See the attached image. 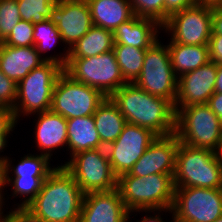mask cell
I'll return each instance as SVG.
<instances>
[{"label": "cell", "instance_id": "43", "mask_svg": "<svg viewBox=\"0 0 222 222\" xmlns=\"http://www.w3.org/2000/svg\"><path fill=\"white\" fill-rule=\"evenodd\" d=\"M196 4L217 7L222 6V0H196Z\"/></svg>", "mask_w": 222, "mask_h": 222}, {"label": "cell", "instance_id": "30", "mask_svg": "<svg viewBox=\"0 0 222 222\" xmlns=\"http://www.w3.org/2000/svg\"><path fill=\"white\" fill-rule=\"evenodd\" d=\"M17 3L21 19L37 24L50 17L58 0H17Z\"/></svg>", "mask_w": 222, "mask_h": 222}, {"label": "cell", "instance_id": "12", "mask_svg": "<svg viewBox=\"0 0 222 222\" xmlns=\"http://www.w3.org/2000/svg\"><path fill=\"white\" fill-rule=\"evenodd\" d=\"M213 7L195 4L169 16L162 25L163 33L173 43L208 45L212 34Z\"/></svg>", "mask_w": 222, "mask_h": 222}, {"label": "cell", "instance_id": "37", "mask_svg": "<svg viewBox=\"0 0 222 222\" xmlns=\"http://www.w3.org/2000/svg\"><path fill=\"white\" fill-rule=\"evenodd\" d=\"M196 4V0H165V22L175 12L182 11Z\"/></svg>", "mask_w": 222, "mask_h": 222}, {"label": "cell", "instance_id": "15", "mask_svg": "<svg viewBox=\"0 0 222 222\" xmlns=\"http://www.w3.org/2000/svg\"><path fill=\"white\" fill-rule=\"evenodd\" d=\"M217 64L209 61L196 70L178 78V92L174 104L175 113L183 107L206 104L214 94Z\"/></svg>", "mask_w": 222, "mask_h": 222}, {"label": "cell", "instance_id": "24", "mask_svg": "<svg viewBox=\"0 0 222 222\" xmlns=\"http://www.w3.org/2000/svg\"><path fill=\"white\" fill-rule=\"evenodd\" d=\"M93 118L99 138L105 148L118 138L127 123L110 97H106L99 105Z\"/></svg>", "mask_w": 222, "mask_h": 222}, {"label": "cell", "instance_id": "6", "mask_svg": "<svg viewBox=\"0 0 222 222\" xmlns=\"http://www.w3.org/2000/svg\"><path fill=\"white\" fill-rule=\"evenodd\" d=\"M175 134L183 144L218 152L222 122L207 103L186 106L176 112Z\"/></svg>", "mask_w": 222, "mask_h": 222}, {"label": "cell", "instance_id": "23", "mask_svg": "<svg viewBox=\"0 0 222 222\" xmlns=\"http://www.w3.org/2000/svg\"><path fill=\"white\" fill-rule=\"evenodd\" d=\"M167 46L170 52L171 66L177 78L210 61L208 45H185L173 43L168 39Z\"/></svg>", "mask_w": 222, "mask_h": 222}, {"label": "cell", "instance_id": "44", "mask_svg": "<svg viewBox=\"0 0 222 222\" xmlns=\"http://www.w3.org/2000/svg\"><path fill=\"white\" fill-rule=\"evenodd\" d=\"M4 211H6V209L0 206V222L7 221L9 211H6V214H4Z\"/></svg>", "mask_w": 222, "mask_h": 222}, {"label": "cell", "instance_id": "29", "mask_svg": "<svg viewBox=\"0 0 222 222\" xmlns=\"http://www.w3.org/2000/svg\"><path fill=\"white\" fill-rule=\"evenodd\" d=\"M113 51L124 80L134 83L141 73L146 49L127 45H114Z\"/></svg>", "mask_w": 222, "mask_h": 222}, {"label": "cell", "instance_id": "19", "mask_svg": "<svg viewBox=\"0 0 222 222\" xmlns=\"http://www.w3.org/2000/svg\"><path fill=\"white\" fill-rule=\"evenodd\" d=\"M161 31L162 25L156 20L134 15L130 20L115 29L113 32L114 45L147 49L159 38H162V35L159 36L162 33Z\"/></svg>", "mask_w": 222, "mask_h": 222}, {"label": "cell", "instance_id": "11", "mask_svg": "<svg viewBox=\"0 0 222 222\" xmlns=\"http://www.w3.org/2000/svg\"><path fill=\"white\" fill-rule=\"evenodd\" d=\"M174 222H213L222 216V188H175Z\"/></svg>", "mask_w": 222, "mask_h": 222}, {"label": "cell", "instance_id": "33", "mask_svg": "<svg viewBox=\"0 0 222 222\" xmlns=\"http://www.w3.org/2000/svg\"><path fill=\"white\" fill-rule=\"evenodd\" d=\"M19 124L16 121L13 109L0 106V166L7 160L8 156H3L1 153L6 150L9 145V139L13 137L15 127ZM10 135L12 137H10ZM8 143V144H7Z\"/></svg>", "mask_w": 222, "mask_h": 222}, {"label": "cell", "instance_id": "1", "mask_svg": "<svg viewBox=\"0 0 222 222\" xmlns=\"http://www.w3.org/2000/svg\"><path fill=\"white\" fill-rule=\"evenodd\" d=\"M84 194L75 179L58 164L24 210L42 222H79Z\"/></svg>", "mask_w": 222, "mask_h": 222}, {"label": "cell", "instance_id": "16", "mask_svg": "<svg viewBox=\"0 0 222 222\" xmlns=\"http://www.w3.org/2000/svg\"><path fill=\"white\" fill-rule=\"evenodd\" d=\"M179 143L175 133L157 136L130 171L122 175L143 177L152 174H174Z\"/></svg>", "mask_w": 222, "mask_h": 222}, {"label": "cell", "instance_id": "9", "mask_svg": "<svg viewBox=\"0 0 222 222\" xmlns=\"http://www.w3.org/2000/svg\"><path fill=\"white\" fill-rule=\"evenodd\" d=\"M158 39L146 49L142 70L134 84L144 91L175 104L178 78L173 72L167 44Z\"/></svg>", "mask_w": 222, "mask_h": 222}, {"label": "cell", "instance_id": "10", "mask_svg": "<svg viewBox=\"0 0 222 222\" xmlns=\"http://www.w3.org/2000/svg\"><path fill=\"white\" fill-rule=\"evenodd\" d=\"M105 98L98 89L75 81L63 71L56 80L50 110L66 119L90 116Z\"/></svg>", "mask_w": 222, "mask_h": 222}, {"label": "cell", "instance_id": "5", "mask_svg": "<svg viewBox=\"0 0 222 222\" xmlns=\"http://www.w3.org/2000/svg\"><path fill=\"white\" fill-rule=\"evenodd\" d=\"M63 71L64 68L59 64L45 61L17 83V97L13 108L17 122L20 123L25 116L50 110L53 89Z\"/></svg>", "mask_w": 222, "mask_h": 222}, {"label": "cell", "instance_id": "41", "mask_svg": "<svg viewBox=\"0 0 222 222\" xmlns=\"http://www.w3.org/2000/svg\"><path fill=\"white\" fill-rule=\"evenodd\" d=\"M207 104L222 122V93H214Z\"/></svg>", "mask_w": 222, "mask_h": 222}, {"label": "cell", "instance_id": "34", "mask_svg": "<svg viewBox=\"0 0 222 222\" xmlns=\"http://www.w3.org/2000/svg\"><path fill=\"white\" fill-rule=\"evenodd\" d=\"M33 33L34 24L21 19L2 43L16 47L34 46Z\"/></svg>", "mask_w": 222, "mask_h": 222}, {"label": "cell", "instance_id": "17", "mask_svg": "<svg viewBox=\"0 0 222 222\" xmlns=\"http://www.w3.org/2000/svg\"><path fill=\"white\" fill-rule=\"evenodd\" d=\"M126 209L117 189L84 194L79 222H129Z\"/></svg>", "mask_w": 222, "mask_h": 222}, {"label": "cell", "instance_id": "26", "mask_svg": "<svg viewBox=\"0 0 222 222\" xmlns=\"http://www.w3.org/2000/svg\"><path fill=\"white\" fill-rule=\"evenodd\" d=\"M47 177H0V206L5 209L6 200L21 197V200L10 206V210L25 209L29 203L38 195L43 182ZM11 186L12 193L8 195L4 191ZM6 187V188H5ZM5 194L11 196L5 199ZM16 203V204H15ZM11 207L13 209H11Z\"/></svg>", "mask_w": 222, "mask_h": 222}, {"label": "cell", "instance_id": "14", "mask_svg": "<svg viewBox=\"0 0 222 222\" xmlns=\"http://www.w3.org/2000/svg\"><path fill=\"white\" fill-rule=\"evenodd\" d=\"M48 20L56 25L68 50L93 26L86 0H58Z\"/></svg>", "mask_w": 222, "mask_h": 222}, {"label": "cell", "instance_id": "32", "mask_svg": "<svg viewBox=\"0 0 222 222\" xmlns=\"http://www.w3.org/2000/svg\"><path fill=\"white\" fill-rule=\"evenodd\" d=\"M17 0H0V40L3 41L20 22Z\"/></svg>", "mask_w": 222, "mask_h": 222}, {"label": "cell", "instance_id": "35", "mask_svg": "<svg viewBox=\"0 0 222 222\" xmlns=\"http://www.w3.org/2000/svg\"><path fill=\"white\" fill-rule=\"evenodd\" d=\"M17 97V83L0 70V106L14 108Z\"/></svg>", "mask_w": 222, "mask_h": 222}, {"label": "cell", "instance_id": "2", "mask_svg": "<svg viewBox=\"0 0 222 222\" xmlns=\"http://www.w3.org/2000/svg\"><path fill=\"white\" fill-rule=\"evenodd\" d=\"M127 123L149 129L157 136L175 133V109L167 99L126 83L110 96Z\"/></svg>", "mask_w": 222, "mask_h": 222}, {"label": "cell", "instance_id": "20", "mask_svg": "<svg viewBox=\"0 0 222 222\" xmlns=\"http://www.w3.org/2000/svg\"><path fill=\"white\" fill-rule=\"evenodd\" d=\"M44 62L35 46L16 47L1 44L0 70L15 83Z\"/></svg>", "mask_w": 222, "mask_h": 222}, {"label": "cell", "instance_id": "45", "mask_svg": "<svg viewBox=\"0 0 222 222\" xmlns=\"http://www.w3.org/2000/svg\"><path fill=\"white\" fill-rule=\"evenodd\" d=\"M217 153L222 157V139H221L219 151Z\"/></svg>", "mask_w": 222, "mask_h": 222}, {"label": "cell", "instance_id": "46", "mask_svg": "<svg viewBox=\"0 0 222 222\" xmlns=\"http://www.w3.org/2000/svg\"><path fill=\"white\" fill-rule=\"evenodd\" d=\"M213 222H222V216H220L219 218H217L215 221Z\"/></svg>", "mask_w": 222, "mask_h": 222}, {"label": "cell", "instance_id": "7", "mask_svg": "<svg viewBox=\"0 0 222 222\" xmlns=\"http://www.w3.org/2000/svg\"><path fill=\"white\" fill-rule=\"evenodd\" d=\"M61 166L75 179L84 193L111 191L117 188L114 174L105 148L78 152Z\"/></svg>", "mask_w": 222, "mask_h": 222}, {"label": "cell", "instance_id": "39", "mask_svg": "<svg viewBox=\"0 0 222 222\" xmlns=\"http://www.w3.org/2000/svg\"><path fill=\"white\" fill-rule=\"evenodd\" d=\"M6 222H42L34 217H32L29 213H27L24 209H16L8 212V218Z\"/></svg>", "mask_w": 222, "mask_h": 222}, {"label": "cell", "instance_id": "27", "mask_svg": "<svg viewBox=\"0 0 222 222\" xmlns=\"http://www.w3.org/2000/svg\"><path fill=\"white\" fill-rule=\"evenodd\" d=\"M33 39L34 46L44 61L55 62L63 68L67 66L69 50L64 46L56 25H54L51 21L46 19L44 22L34 24ZM61 43L64 46L62 49L63 53L59 52V54L54 53L53 55L47 54L50 50H55L56 45H61Z\"/></svg>", "mask_w": 222, "mask_h": 222}, {"label": "cell", "instance_id": "38", "mask_svg": "<svg viewBox=\"0 0 222 222\" xmlns=\"http://www.w3.org/2000/svg\"><path fill=\"white\" fill-rule=\"evenodd\" d=\"M208 46L210 60L222 64V35H211Z\"/></svg>", "mask_w": 222, "mask_h": 222}, {"label": "cell", "instance_id": "31", "mask_svg": "<svg viewBox=\"0 0 222 222\" xmlns=\"http://www.w3.org/2000/svg\"><path fill=\"white\" fill-rule=\"evenodd\" d=\"M134 15L165 23V0H129Z\"/></svg>", "mask_w": 222, "mask_h": 222}, {"label": "cell", "instance_id": "18", "mask_svg": "<svg viewBox=\"0 0 222 222\" xmlns=\"http://www.w3.org/2000/svg\"><path fill=\"white\" fill-rule=\"evenodd\" d=\"M35 117L34 144L40 154L53 159V154L60 152L58 149L66 148L67 151V119L51 110L30 115ZM56 150V151H55Z\"/></svg>", "mask_w": 222, "mask_h": 222}, {"label": "cell", "instance_id": "4", "mask_svg": "<svg viewBox=\"0 0 222 222\" xmlns=\"http://www.w3.org/2000/svg\"><path fill=\"white\" fill-rule=\"evenodd\" d=\"M174 174L148 176L120 175L117 190L129 212L139 209L172 208L175 194Z\"/></svg>", "mask_w": 222, "mask_h": 222}, {"label": "cell", "instance_id": "3", "mask_svg": "<svg viewBox=\"0 0 222 222\" xmlns=\"http://www.w3.org/2000/svg\"><path fill=\"white\" fill-rule=\"evenodd\" d=\"M173 177L175 188H222V157L211 149L180 142Z\"/></svg>", "mask_w": 222, "mask_h": 222}, {"label": "cell", "instance_id": "22", "mask_svg": "<svg viewBox=\"0 0 222 222\" xmlns=\"http://www.w3.org/2000/svg\"><path fill=\"white\" fill-rule=\"evenodd\" d=\"M67 148L70 157L81 151L105 148L96 130L93 115L67 119Z\"/></svg>", "mask_w": 222, "mask_h": 222}, {"label": "cell", "instance_id": "13", "mask_svg": "<svg viewBox=\"0 0 222 222\" xmlns=\"http://www.w3.org/2000/svg\"><path fill=\"white\" fill-rule=\"evenodd\" d=\"M156 138L149 129L126 123L118 138L105 148L114 174L128 173Z\"/></svg>", "mask_w": 222, "mask_h": 222}, {"label": "cell", "instance_id": "25", "mask_svg": "<svg viewBox=\"0 0 222 222\" xmlns=\"http://www.w3.org/2000/svg\"><path fill=\"white\" fill-rule=\"evenodd\" d=\"M12 161L8 157L0 166V177H48L57 168L51 166L52 159L38 152L24 154L16 165Z\"/></svg>", "mask_w": 222, "mask_h": 222}, {"label": "cell", "instance_id": "42", "mask_svg": "<svg viewBox=\"0 0 222 222\" xmlns=\"http://www.w3.org/2000/svg\"><path fill=\"white\" fill-rule=\"evenodd\" d=\"M214 93H222V64H217V77Z\"/></svg>", "mask_w": 222, "mask_h": 222}, {"label": "cell", "instance_id": "40", "mask_svg": "<svg viewBox=\"0 0 222 222\" xmlns=\"http://www.w3.org/2000/svg\"><path fill=\"white\" fill-rule=\"evenodd\" d=\"M211 35H222V6L213 7Z\"/></svg>", "mask_w": 222, "mask_h": 222}, {"label": "cell", "instance_id": "8", "mask_svg": "<svg viewBox=\"0 0 222 222\" xmlns=\"http://www.w3.org/2000/svg\"><path fill=\"white\" fill-rule=\"evenodd\" d=\"M64 71L75 81L98 89L106 97L127 83L113 50L87 58H68Z\"/></svg>", "mask_w": 222, "mask_h": 222}, {"label": "cell", "instance_id": "21", "mask_svg": "<svg viewBox=\"0 0 222 222\" xmlns=\"http://www.w3.org/2000/svg\"><path fill=\"white\" fill-rule=\"evenodd\" d=\"M93 25L112 32L122 23L130 20L134 12L129 0H86Z\"/></svg>", "mask_w": 222, "mask_h": 222}, {"label": "cell", "instance_id": "36", "mask_svg": "<svg viewBox=\"0 0 222 222\" xmlns=\"http://www.w3.org/2000/svg\"><path fill=\"white\" fill-rule=\"evenodd\" d=\"M144 216H143V214ZM145 212V213H144ZM165 212V214L163 213ZM133 213V214H132ZM137 213L142 214V218L141 219H137L136 222H165V220H163V216L166 215V213H169L172 215H170V221L169 222H174V217H173V211L172 208H165V209H139V210H135L129 213V222H132V215L134 217L135 214V218L137 216ZM148 213V214H147ZM154 213V214H152ZM152 214V215H151Z\"/></svg>", "mask_w": 222, "mask_h": 222}, {"label": "cell", "instance_id": "28", "mask_svg": "<svg viewBox=\"0 0 222 222\" xmlns=\"http://www.w3.org/2000/svg\"><path fill=\"white\" fill-rule=\"evenodd\" d=\"M113 32L93 25L89 31L69 49L68 58H87L113 50Z\"/></svg>", "mask_w": 222, "mask_h": 222}]
</instances>
